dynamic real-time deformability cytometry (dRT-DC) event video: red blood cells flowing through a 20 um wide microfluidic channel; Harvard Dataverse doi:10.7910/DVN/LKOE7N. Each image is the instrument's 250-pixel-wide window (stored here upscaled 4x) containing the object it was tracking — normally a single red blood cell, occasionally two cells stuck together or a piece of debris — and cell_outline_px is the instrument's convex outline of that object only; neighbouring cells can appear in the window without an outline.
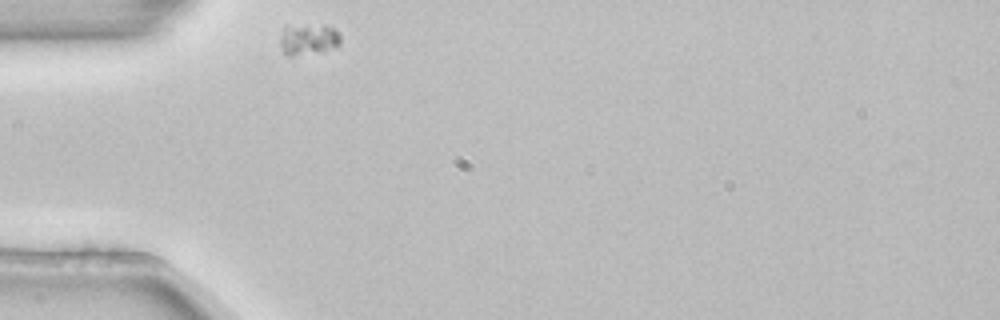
{"species": "common noctule bat (a hibernating species)", "species_latin": "Nyctalus noctula", "temperature_condition": "room temperature", "stored_images_in_passage": 1, "camera_frame_rate_fps": 3000, "um_per_image_px": 0.085, "animal": {"sex": "female", "body_mass_g": 22.7, "forearm_length_mm": 54.2}, "frame": {"image": 1, "passage_image": 1, "time_ms": 0.0, "image_size_px": [1000, 320], "cell_outline_px": [[340, 44], [324, 52], [292, 56], [288, 56], [284, 52], [280, 44], [280, 40], [284, 28], [324, 24], [336, 28], [340, 32]], "centroid_in_image_um": [26.29, 3.36], "position_along_channel_um": 58.7, "area_um2": 10.98}}